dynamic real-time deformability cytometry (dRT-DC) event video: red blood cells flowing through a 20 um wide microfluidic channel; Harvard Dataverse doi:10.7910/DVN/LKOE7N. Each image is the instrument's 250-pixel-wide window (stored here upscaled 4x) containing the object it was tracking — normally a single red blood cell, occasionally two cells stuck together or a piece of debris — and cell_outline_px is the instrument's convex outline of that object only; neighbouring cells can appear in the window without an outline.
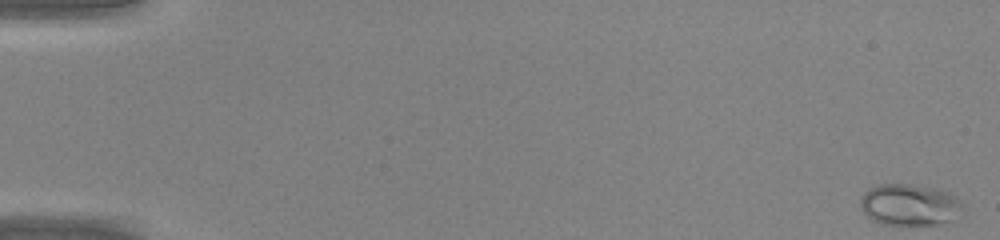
{"species": "common noctule bat (a hibernating species)", "species_latin": "Nyctalus noctula", "temperature_condition": "warm", "stored_images_in_passage": 46, "camera_frame_rate_fps": 3000, "um_per_image_px": 0.085, "animal": {"sex": "male", "body_mass_g": 20.0, "forearm_length_mm": 53.3}, "frame": {"image": 1, "passage_image": 1, "time_ms": 0.0, "image_size_px": [1000, 240], "cell_outline_px": [[960, 208], [948, 220], [940, 224], [884, 224], [872, 220], [860, 208], [860, 196], [868, 188], [880, 184], [912, 184], [936, 188], [948, 192], [956, 196], [960, 200]], "centroid_in_image_um": [77.22, 17.37], "position_along_channel_um": 7.8, "area_um2": 24.39}}
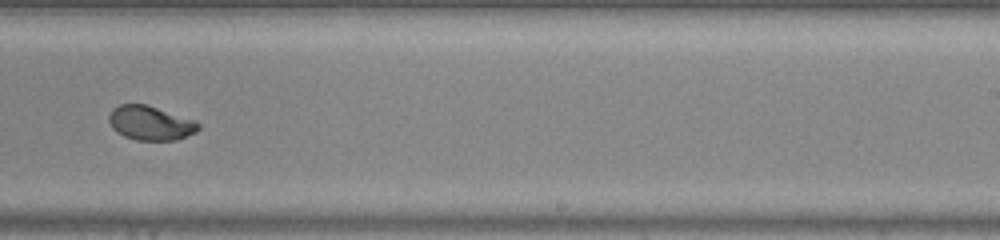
{"frame": {"image": 2, "passage_image": 30, "time_ms": 9.667, "image_size_px": [1000, 240], "cell_outline_px": [[200, 128], [196, 132], [176, 140], [136, 140], [124, 136], [116, 132], [112, 128], [108, 120], [108, 116], [112, 108], [120, 104], [148, 104], [196, 120], [200, 124]], "centroid_in_image_um": [12.79, 10.44], "position_along_channel_um": 276.2, "area_um2": 18.15}}
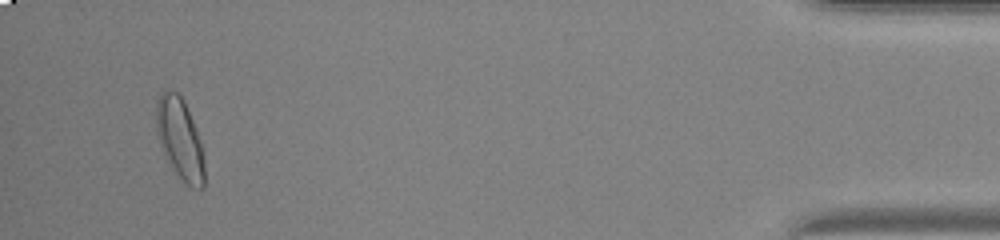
{"frame": {"image": 3, "passage_image": 44, "time_ms": 14.333, "image_size_px": [1000, 240], "cell_outline_px": [[204, 188], [188, 188], [176, 172], [168, 160], [160, 144], [156, 128], [156, 104], [160, 92], [164, 88], [168, 88], [176, 92], [184, 100], [196, 128], [204, 152]], "centroid_in_image_um": [15.3, 11.77], "position_along_channel_um": 419.9, "area_um2": 22.95}}